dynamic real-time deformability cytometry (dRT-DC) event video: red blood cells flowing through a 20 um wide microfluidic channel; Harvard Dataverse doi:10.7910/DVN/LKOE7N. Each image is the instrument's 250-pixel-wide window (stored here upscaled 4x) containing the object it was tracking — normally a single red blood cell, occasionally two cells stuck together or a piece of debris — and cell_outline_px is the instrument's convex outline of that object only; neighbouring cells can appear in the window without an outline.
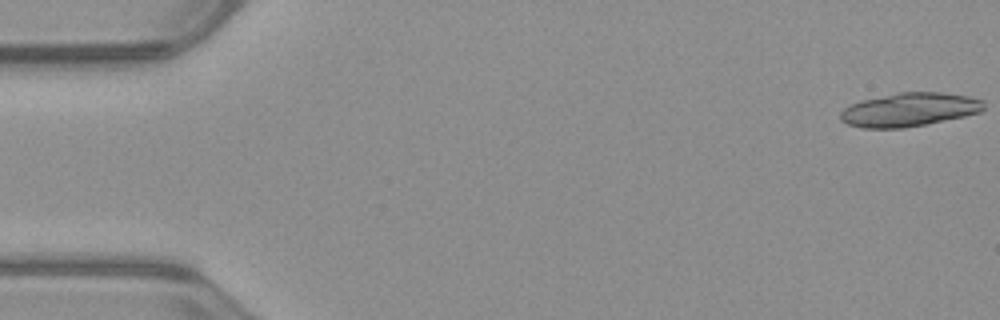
{"species": "common noctule bat (a hibernating species)", "species_latin": "Nyctalus noctula", "temperature_condition": "warm", "stored_images_in_passage": 20, "camera_frame_rate_fps": 3000, "um_per_image_px": 0.085, "animal": {"sex": "male", "body_mass_g": 23.1, "forearm_length_mm": 52.7}, "frame": {"image": 1, "passage_image": 1, "time_ms": 0.0, "image_size_px": [1000, 320], "cell_outline_px": [[984, 108], [980, 112], [964, 116], [928, 124], [904, 128], [864, 128], [848, 124], [840, 120], [840, 112], [844, 108], [860, 100], [900, 92], [940, 92], [968, 96], [984, 100]], "centroid_in_image_um": [77.29, 9.32], "position_along_channel_um": 7.7, "area_um2": 28.15}}